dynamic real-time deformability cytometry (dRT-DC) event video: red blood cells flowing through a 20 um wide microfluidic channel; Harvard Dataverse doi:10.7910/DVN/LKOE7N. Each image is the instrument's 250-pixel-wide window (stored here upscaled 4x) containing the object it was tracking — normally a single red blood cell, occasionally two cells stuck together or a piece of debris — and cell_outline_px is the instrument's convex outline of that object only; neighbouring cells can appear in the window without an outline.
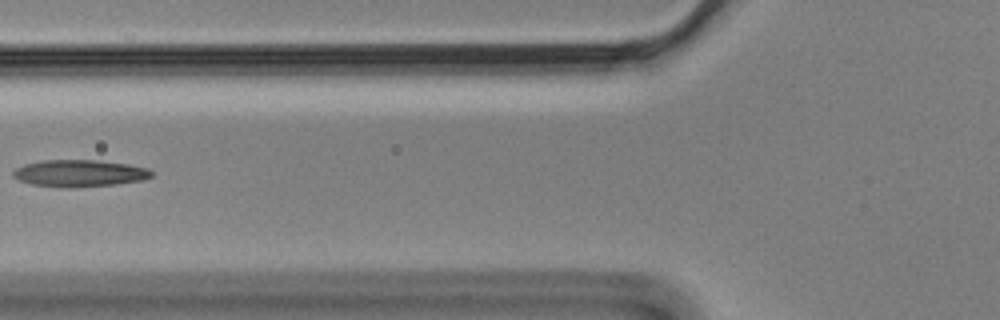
{"species": "Egyptian fruit bat (a non-hibernating species)", "species_latin": "Rousettus aegyptiacus", "temperature_condition": "cold", "stored_images_in_passage": 5, "camera_frame_rate_fps": 3000, "um_per_image_px": 0.085, "animal": {"sex": "male"}, "frame": {"image": 1, "passage_image": 5, "time_ms": 1.333, "image_size_px": [1000, 320], "cell_outline_px": [[152, 176], [144, 180], [116, 184], [68, 188], [60, 188], [32, 184], [20, 180], [12, 176], [12, 172], [16, 168], [24, 164], [44, 160], [96, 160], [128, 164], [148, 168], [152, 172]], "centroid_in_image_um": [6.75, 14.73], "position_along_channel_um": 119.0, "area_um2": 21.79}}